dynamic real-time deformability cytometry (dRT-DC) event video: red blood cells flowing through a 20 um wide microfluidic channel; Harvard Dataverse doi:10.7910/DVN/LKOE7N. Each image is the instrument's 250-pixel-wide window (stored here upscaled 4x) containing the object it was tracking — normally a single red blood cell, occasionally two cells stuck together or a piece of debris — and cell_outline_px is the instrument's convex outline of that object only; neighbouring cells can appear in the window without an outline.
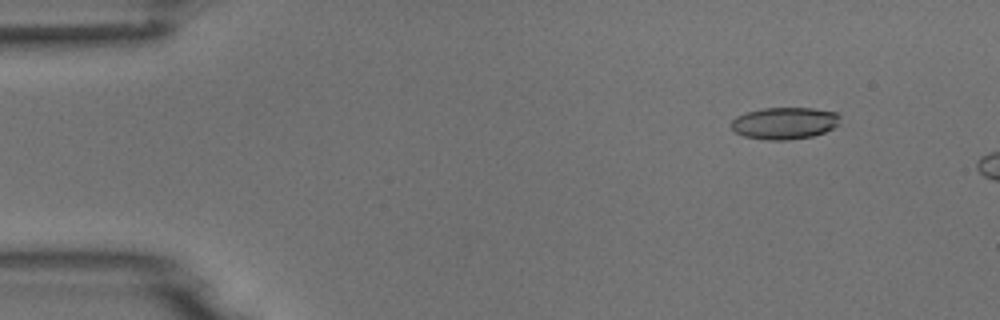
{"species": "common noctule bat (a hibernating species)", "species_latin": "Nyctalus noctula", "temperature_condition": "room temperature", "stored_images_in_passage": 4, "camera_frame_rate_fps": 3000, "um_per_image_px": 0.085, "animal": {"sex": "male", "body_mass_g": 18.8}, "frame": {"image": 1, "passage_image": 2, "time_ms": 0.333, "image_size_px": [1000, 320], "cell_outline_px": [[840, 124], [824, 132], [812, 136], [788, 140], [764, 140], [744, 136], [736, 132], [732, 128], [732, 120], [736, 116], [748, 112], [764, 108], [812, 108], [836, 112], [840, 116]], "centroid_in_image_um": [66.71, 10.47], "position_along_channel_um": 18.3, "area_um2": 20.23}}